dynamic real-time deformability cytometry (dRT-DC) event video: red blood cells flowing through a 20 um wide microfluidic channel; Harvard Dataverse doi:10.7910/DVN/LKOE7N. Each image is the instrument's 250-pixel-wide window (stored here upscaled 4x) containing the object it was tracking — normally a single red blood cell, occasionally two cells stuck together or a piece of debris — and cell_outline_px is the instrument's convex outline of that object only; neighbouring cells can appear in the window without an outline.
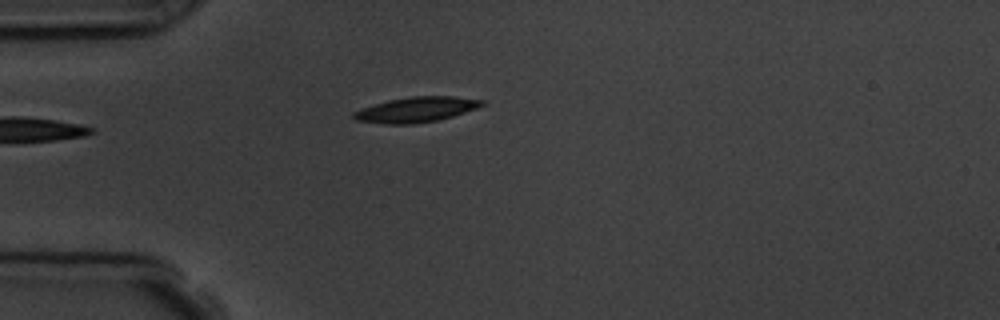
{"species": "common noctule bat (a hibernating species)", "species_latin": "Nyctalus noctula", "temperature_condition": "room temperature", "stored_images_in_passage": 2, "camera_frame_rate_fps": 3000, "um_per_image_px": 0.085, "animal": {"sex": "male", "body_mass_g": 19.5, "forearm_length_mm": 54.6}, "frame": {"image": 1, "passage_image": 2, "time_ms": 1.0, "image_size_px": [1000, 320], "cell_outline_px": [[484, 104], [476, 108], [452, 116], [436, 120], [412, 124], [384, 124], [356, 120], [352, 116], [352, 112], [360, 108], [388, 100], [408, 96], [452, 96], [484, 100]], "centroid_in_image_um": [35.32, 9.31], "position_along_channel_um": 49.7, "area_um2": 18.79}}